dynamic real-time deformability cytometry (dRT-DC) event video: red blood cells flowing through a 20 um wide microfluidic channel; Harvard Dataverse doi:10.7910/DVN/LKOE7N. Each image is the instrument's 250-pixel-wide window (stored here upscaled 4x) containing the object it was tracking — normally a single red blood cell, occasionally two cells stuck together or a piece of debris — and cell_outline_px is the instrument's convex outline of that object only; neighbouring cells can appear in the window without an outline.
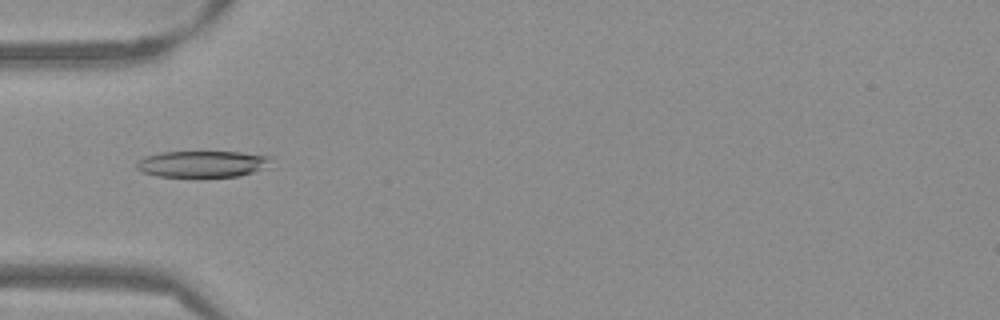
{"species": "Egyptian fruit bat (a non-hibernating species)", "species_latin": "Rousettus aegyptiacus", "temperature_condition": "warm", "stored_images_in_passage": 53, "camera_frame_rate_fps": 3000, "um_per_image_px": 0.085, "frame": {"image": 1, "passage_image": 17, "time_ms": 5.333, "image_size_px": [1000, 320], "cell_outline_px": [[276, 156], [272, 160], [260, 168], [252, 172], [236, 176], [156, 176], [140, 172], [136, 168], [136, 164], [144, 156], [160, 152], [240, 152]], "centroid_in_image_um": [17.15, 13.92], "position_along_channel_um": 67.8, "area_um2": 20.52}}
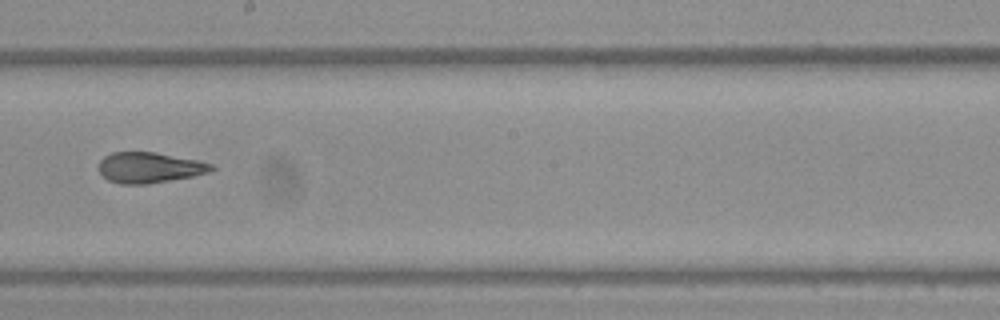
{"frame": {"image": 2, "passage_image": 30, "time_ms": 9.667, "image_size_px": [1000, 320], "cell_outline_px": [[216, 168], [208, 172], [192, 176], [148, 184], [120, 184], [108, 180], [100, 172], [100, 160], [104, 156], [112, 152], [156, 152], [200, 160], [212, 164]], "centroid_in_image_um": [12.72, 14.23], "position_along_channel_um": 235.5, "area_um2": 20.11}}
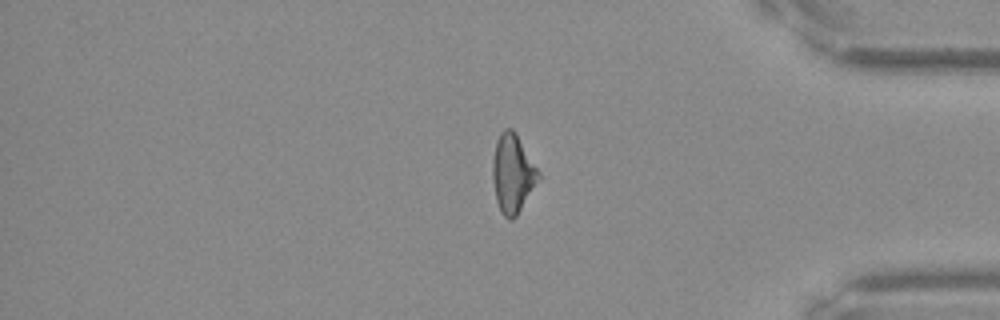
{"frame": {"image": 3, "passage_image": 44, "time_ms": 14.333, "image_size_px": [1000, 320], "cell_outline_px": [[540, 180], [516, 216], [512, 220], [508, 220], [504, 216], [496, 200], [492, 176], [492, 160], [496, 140], [500, 132], [504, 128], [512, 128], [516, 132], [540, 172]], "centroid_in_image_um": [43.58, 14.72], "position_along_channel_um": 391.6, "area_um2": 21.21}, "authors_computed_cell_mechanics": {"area_um2": 20.8658, "velocity_mm_per_s": 3.8604, "shape_relaxation_time_tau1_ms": null, "shape_relaxation_time_tau2_ms": 2.6606, "deformation_change_tau1": null, "deformation_change_tau2": 0.1001}}